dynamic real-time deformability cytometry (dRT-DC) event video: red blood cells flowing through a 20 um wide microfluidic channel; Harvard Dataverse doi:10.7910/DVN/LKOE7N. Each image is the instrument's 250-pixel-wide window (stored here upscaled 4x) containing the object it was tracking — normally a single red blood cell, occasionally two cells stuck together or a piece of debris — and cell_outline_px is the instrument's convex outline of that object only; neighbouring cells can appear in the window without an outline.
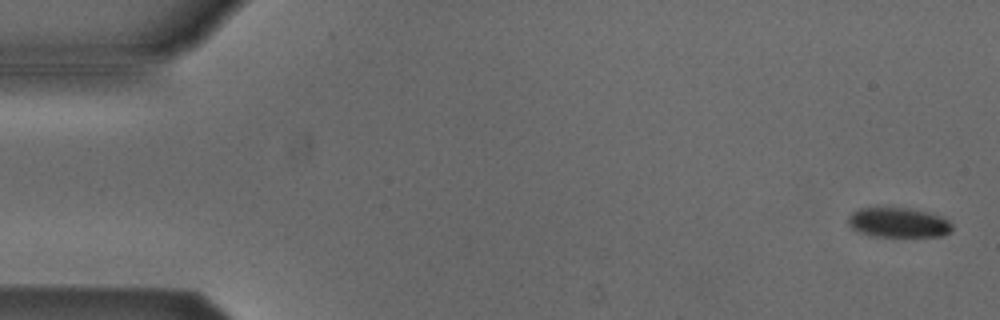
{"species": "Egyptian fruit bat (a non-hibernating species)", "species_latin": "Rousettus aegyptiacus", "temperature_condition": "cold", "stored_images_in_passage": 5, "camera_frame_rate_fps": 3000, "um_per_image_px": 0.085, "animal": {"sex": "male"}, "frame": {"image": 1, "passage_image": 1, "time_ms": 0.0, "image_size_px": [1000, 320], "cell_outline_px": [[952, 232], [940, 236], [872, 236], [860, 232], [852, 228], [848, 224], [848, 216], [852, 212], [860, 208], [908, 208], [928, 212], [944, 216], [952, 224]], "centroid_in_image_um": [76.39, 18.91], "position_along_channel_um": 8.6, "area_um2": 18.09}}
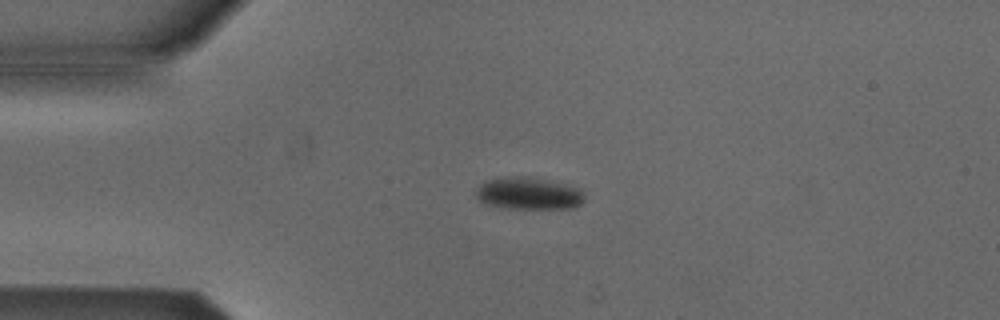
{"frame": {"image": 2, "passage_image": 4, "time_ms": 3.667, "image_size_px": [1000, 320], "cell_outline_px": [[584, 200], [580, 204], [568, 208], [504, 208], [484, 204], [476, 196], [476, 188], [484, 180], [520, 176], [580, 188], [584, 196]], "centroid_in_image_um": [44.86, 16.46], "position_along_channel_um": 40.1, "area_um2": 19.83}}